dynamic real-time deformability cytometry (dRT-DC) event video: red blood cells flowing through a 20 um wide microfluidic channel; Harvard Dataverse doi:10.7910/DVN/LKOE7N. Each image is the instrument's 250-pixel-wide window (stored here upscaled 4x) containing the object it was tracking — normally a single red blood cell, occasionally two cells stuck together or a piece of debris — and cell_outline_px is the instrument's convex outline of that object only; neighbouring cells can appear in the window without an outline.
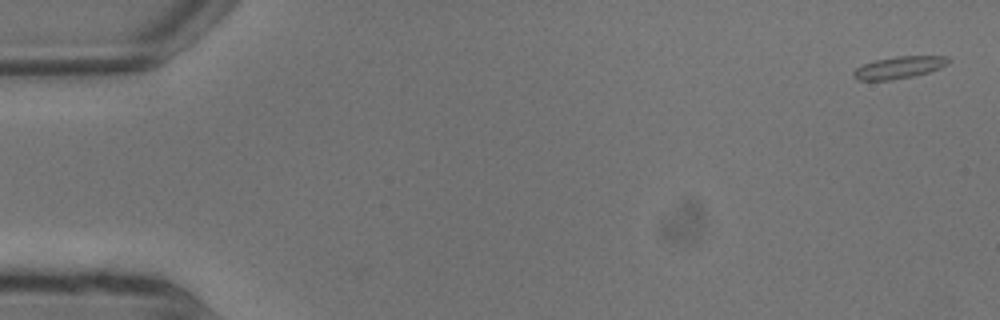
{"species": "common noctule bat (a hibernating species)", "species_latin": "Nyctalus noctula", "temperature_condition": "warm", "stored_images_in_passage": 6, "camera_frame_rate_fps": 3000, "um_per_image_px": 0.085, "animal": {"sex": "male", "body_mass_g": 13.3}, "frame": {"image": 1, "passage_image": 1, "time_ms": 0.0, "image_size_px": [1000, 320], "cell_outline_px": [[952, 60], [948, 64], [940, 68], [928, 72], [912, 76], [892, 80], [856, 80], [852, 76], [852, 72], [856, 68], [864, 64], [876, 60], [896, 56], [948, 56]], "centroid_in_image_um": [76.43, 5.73], "position_along_channel_um": 8.6, "area_um2": 12.25}}
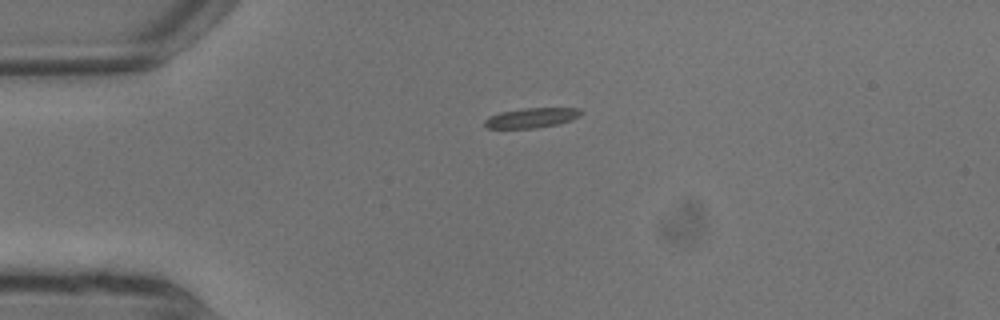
{"frame": {"image": 2, "passage_image": 5, "time_ms": 1.333, "image_size_px": [1000, 320], "cell_outline_px": [[584, 112], [580, 116], [572, 120], [556, 124], [536, 128], [484, 128], [484, 120], [488, 116], [500, 112], [524, 108], [580, 108]], "centroid_in_image_um": [45.18, 10.01], "position_along_channel_um": 39.8, "area_um2": 11.27}}